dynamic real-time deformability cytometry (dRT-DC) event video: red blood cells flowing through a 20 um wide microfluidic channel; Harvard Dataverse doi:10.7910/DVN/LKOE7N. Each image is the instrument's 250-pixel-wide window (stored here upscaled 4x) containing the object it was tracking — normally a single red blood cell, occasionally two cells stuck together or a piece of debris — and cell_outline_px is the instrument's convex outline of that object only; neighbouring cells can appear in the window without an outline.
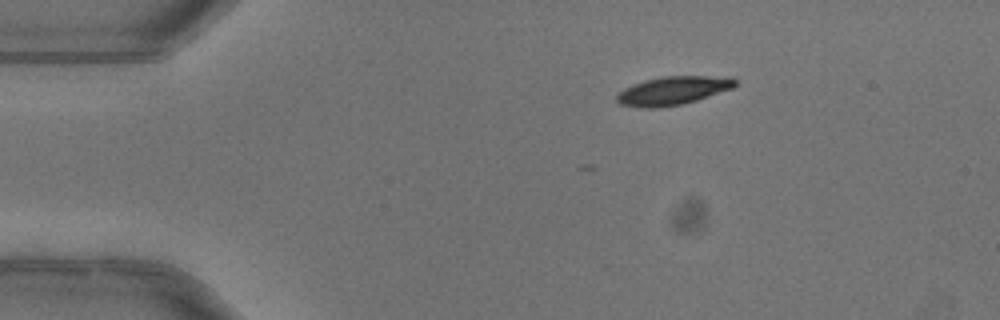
{"species": "common noctule bat (a hibernating species)", "species_latin": "Nyctalus noctula", "temperature_condition": "warm", "stored_images_in_passage": 28, "camera_frame_rate_fps": 3000, "um_per_image_px": 0.085, "animal": {"sex": "female"}, "frame": {"image": 1, "passage_image": 1, "time_ms": 0.0, "image_size_px": [1000, 320], "cell_outline_px": [[736, 84], [732, 88], [696, 100], [680, 104], [656, 108], [636, 108], [620, 104], [616, 100], [616, 96], [624, 88], [632, 84], [644, 80], [660, 76], [732, 76], [736, 80]], "centroid_in_image_um": [57.17, 7.69], "position_along_channel_um": 27.8, "area_um2": 19.71}}